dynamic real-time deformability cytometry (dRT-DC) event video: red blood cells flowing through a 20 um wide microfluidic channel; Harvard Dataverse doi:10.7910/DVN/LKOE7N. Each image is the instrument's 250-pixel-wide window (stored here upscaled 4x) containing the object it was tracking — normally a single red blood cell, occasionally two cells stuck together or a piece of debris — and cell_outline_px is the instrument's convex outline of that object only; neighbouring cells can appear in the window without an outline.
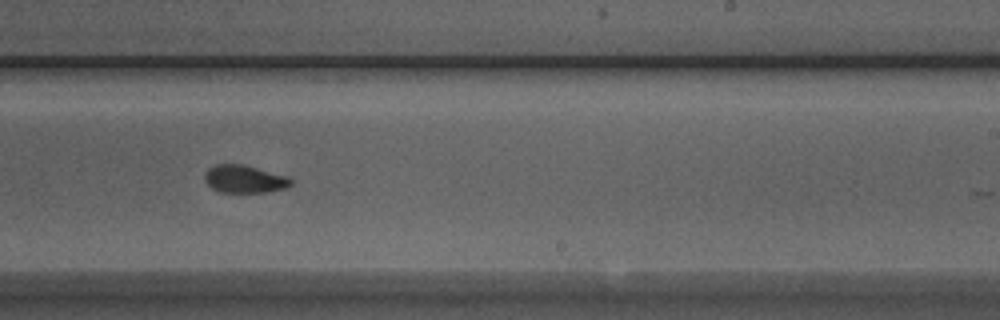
{"species": "Egyptian fruit bat (a non-hibernating species)", "species_latin": "Rousettus aegyptiacus", "temperature_condition": "room temperature", "stored_images_in_passage": 33, "camera_frame_rate_fps": 3000, "um_per_image_px": 0.085, "animal": {"sex": "male"}, "frame": {"image": 1, "passage_image": 19, "time_ms": 6.0, "image_size_px": [1000, 320], "cell_outline_px": [[292, 184], [284, 188], [268, 192], [220, 192], [212, 188], [204, 180], [204, 172], [208, 168], [216, 164], [244, 164], [288, 176], [292, 180]], "centroid_in_image_um": [20.76, 15.21], "position_along_channel_um": 268.2, "area_um2": 14.05}, "authors_computed_cell_mechanics": {"area_um2": 14.5656, "velocity_mm_per_s": 3.9354, "shape_relaxation_time_tau1_ms": null, "shape_relaxation_time_tau2_ms": 1.7708, "deformation_change_tau1": null, "deformation_change_tau2": 0.0524}}